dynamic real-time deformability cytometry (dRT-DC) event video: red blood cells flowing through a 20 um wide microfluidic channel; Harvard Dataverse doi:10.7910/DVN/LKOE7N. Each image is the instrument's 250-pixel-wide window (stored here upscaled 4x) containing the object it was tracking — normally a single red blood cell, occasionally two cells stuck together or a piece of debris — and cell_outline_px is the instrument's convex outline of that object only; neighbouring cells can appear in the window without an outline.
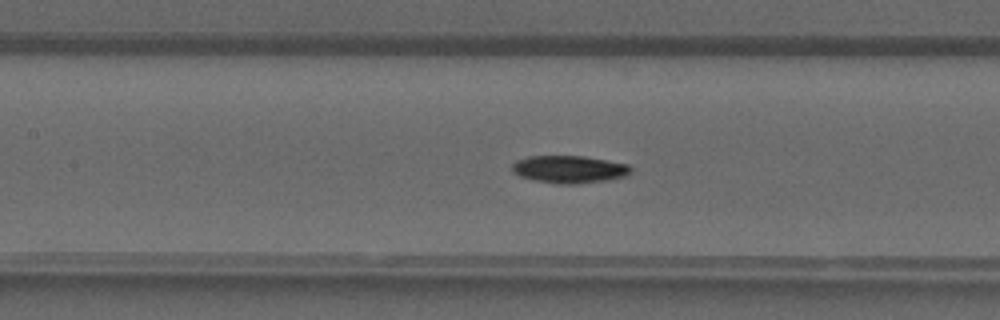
{"species": "common noctule bat (a hibernating species)", "species_latin": "Nyctalus noctula", "temperature_condition": "warm", "stored_images_in_passage": 40, "camera_frame_rate_fps": 3000, "um_per_image_px": 0.085, "animal": {"sex": "male", "forearm_length_mm": 52.5}, "frame": {"image": 1, "passage_image": 18, "time_ms": 5.667, "image_size_px": [1000, 320], "cell_outline_px": [[632, 172], [624, 176], [604, 180], [576, 184], [556, 184], [536, 180], [520, 176], [512, 172], [512, 164], [516, 160], [528, 156], [584, 156], [628, 164], [632, 168]], "centroid_in_image_um": [48.36, 14.38], "position_along_channel_um": 159.0, "area_um2": 18.96}}
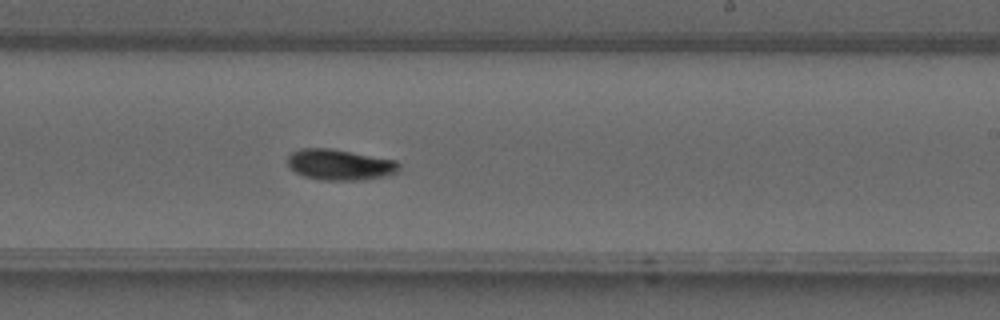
{"frame": {"image": 2, "passage_image": 24, "time_ms": 7.667, "image_size_px": [1000, 320], "cell_outline_px": [[400, 168], [396, 172], [384, 176], [360, 180], [324, 180], [304, 176], [296, 172], [288, 164], [288, 156], [292, 152], [300, 148], [328, 148], [396, 160], [400, 164]], "centroid_in_image_um": [28.88, 13.99], "position_along_channel_um": 260.1, "area_um2": 19.77}}
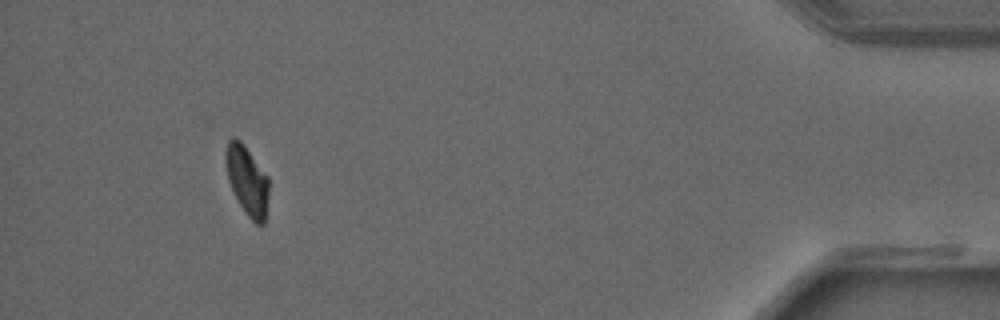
{"frame": {"image": 3, "passage_image": 37, "time_ms": 12.0, "image_size_px": [1000, 320], "cell_outline_px": [[268, 196], [264, 224], [256, 224], [244, 212], [228, 180], [224, 156], [228, 140], [232, 136], [240, 140], [244, 144], [268, 176]], "centroid_in_image_um": [21.0, 15.3], "position_along_channel_um": 414.2, "area_um2": 17.34}}